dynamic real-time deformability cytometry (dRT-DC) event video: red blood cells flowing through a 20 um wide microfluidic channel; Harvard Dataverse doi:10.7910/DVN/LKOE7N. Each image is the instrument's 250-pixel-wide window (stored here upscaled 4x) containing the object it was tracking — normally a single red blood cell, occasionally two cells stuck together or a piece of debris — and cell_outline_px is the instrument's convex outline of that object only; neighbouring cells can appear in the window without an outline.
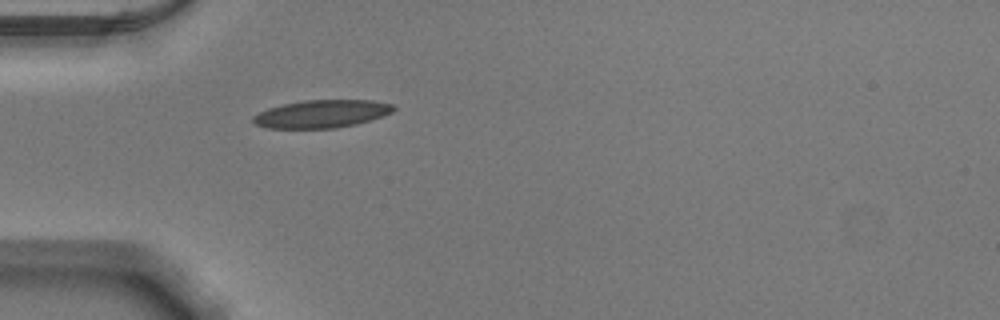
{"species": "Egyptian fruit bat (a non-hibernating species)", "species_latin": "Rousettus aegyptiacus", "temperature_condition": "warm", "stored_images_in_passage": 37, "camera_frame_rate_fps": 3000, "um_per_image_px": 0.085, "animal": {"sex": "male"}, "frame": {"image": 1, "passage_image": 1, "time_ms": 0.0, "image_size_px": [1000, 320], "cell_outline_px": [[396, 108], [392, 112], [384, 116], [356, 124], [336, 128], [264, 128], [256, 124], [252, 120], [252, 116], [268, 108], [284, 104], [304, 100], [372, 100], [392, 104]], "centroid_in_image_um": [27.35, 9.68], "position_along_channel_um": 57.6, "area_um2": 22.77}}
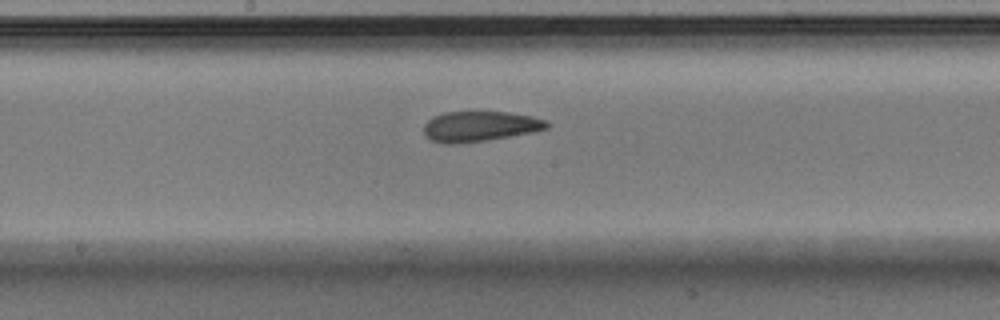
{"frame": {"image": 2, "passage_image": 13, "time_ms": 4.0, "image_size_px": [1000, 320], "cell_outline_px": [[548, 128], [536, 132], [488, 140], [460, 144], [444, 144], [432, 140], [424, 136], [424, 124], [432, 116], [444, 112], [508, 112], [532, 116], [548, 120]], "centroid_in_image_um": [40.79, 10.75], "position_along_channel_um": 207.4, "area_um2": 22.08}}
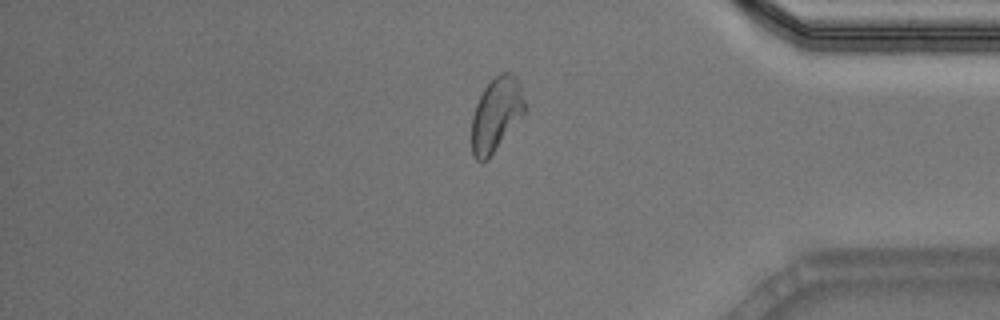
{"frame": {"image": 3, "passage_image": 29, "time_ms": 9.333, "image_size_px": [1000, 320], "cell_outline_px": [[524, 112], [488, 160], [476, 160], [472, 156], [472, 116], [476, 104], [484, 88], [500, 72], [512, 72], [520, 80], [524, 100]], "centroid_in_image_um": [42.17, 9.7], "position_along_channel_um": 393.0, "area_um2": 22.6}, "authors_computed_cell_mechanics": {"area_um2": 22.253, "velocity_mm_per_s": 3.8727, "shape_relaxation_time_tau1_ms": null, "shape_relaxation_time_tau2_ms": 3.0684, "deformation_change_tau1": null, "deformation_change_tau2": 0.0926}}